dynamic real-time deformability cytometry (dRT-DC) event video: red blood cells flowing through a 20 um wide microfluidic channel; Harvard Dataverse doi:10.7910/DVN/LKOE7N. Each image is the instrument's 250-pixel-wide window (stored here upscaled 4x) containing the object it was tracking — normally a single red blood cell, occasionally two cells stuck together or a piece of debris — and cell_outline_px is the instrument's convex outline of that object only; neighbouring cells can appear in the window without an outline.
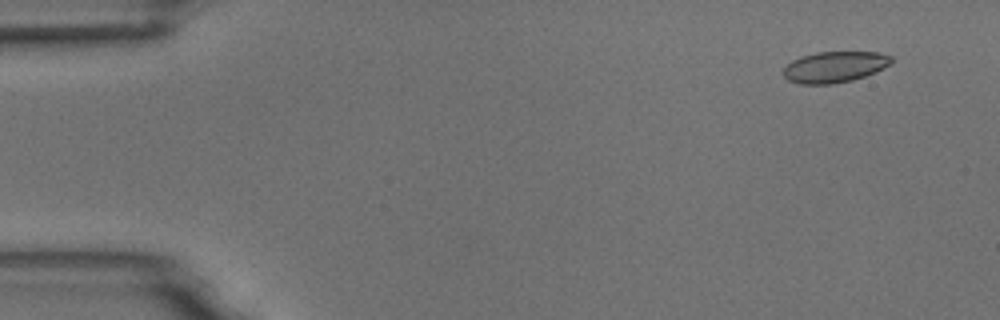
{"species": "common noctule bat (a hibernating species)", "species_latin": "Nyctalus noctula", "temperature_condition": "room temperature", "stored_images_in_passage": 55, "camera_frame_rate_fps": 3000, "um_per_image_px": 0.085, "animal": {"sex": "male", "body_mass_g": 18.8}, "frame": {"image": 1, "passage_image": 4, "time_ms": 1.0, "image_size_px": [1000, 320], "cell_outline_px": [[892, 64], [876, 72], [852, 80], [832, 84], [800, 84], [788, 80], [780, 72], [792, 60], [800, 56], [816, 52], [880, 52], [892, 56]], "centroid_in_image_um": [70.94, 5.69], "position_along_channel_um": 14.1, "area_um2": 19.77}}
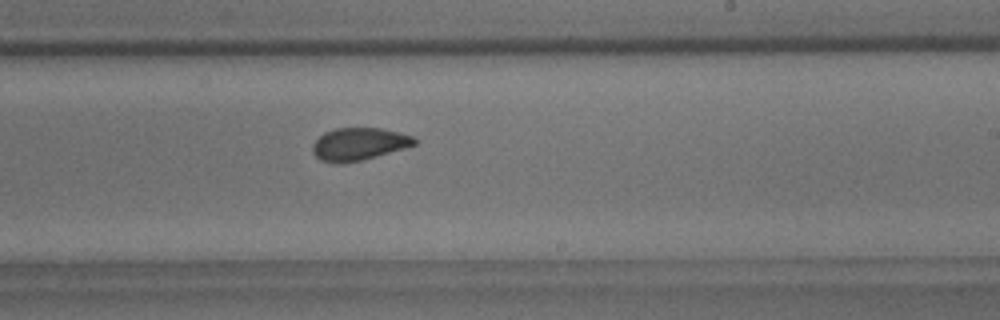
{"frame": {"image": 2, "passage_image": 33, "time_ms": 10.667, "image_size_px": [1000, 320], "cell_outline_px": [[420, 140], [416, 144], [404, 148], [376, 156], [344, 164], [336, 164], [320, 160], [312, 152], [312, 144], [324, 132], [336, 128], [380, 128], [400, 132], [412, 136]], "centroid_in_image_um": [30.5, 12.25], "position_along_channel_um": 258.5, "area_um2": 19.42}}
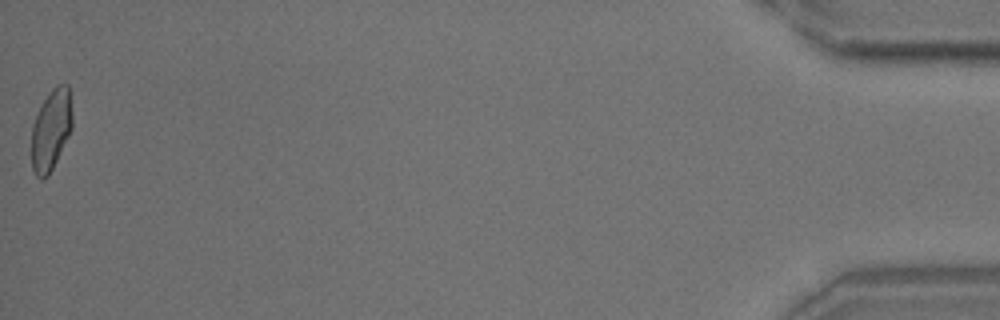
{"frame": {"image": 3, "passage_image": 55, "time_ms": 18.0, "image_size_px": [1000, 320], "cell_outline_px": [[72, 128], [48, 176], [44, 180], [40, 180], [36, 176], [32, 168], [32, 124], [44, 100], [52, 88], [56, 84], [68, 84], [72, 112]], "centroid_in_image_um": [4.34, 11.04], "position_along_channel_um": 430.9, "area_um2": 19.07}, "authors_computed_cell_mechanics": {"area_um2": 19.8254, "velocity_mm_per_s": 3.6723, "shape_relaxation_time_tau1_ms": 4.4343, "shape_relaxation_time_tau2_ms": 1.1093, "deformation_change_tau1": 0.106, "deformation_change_tau2": 0.0711}}